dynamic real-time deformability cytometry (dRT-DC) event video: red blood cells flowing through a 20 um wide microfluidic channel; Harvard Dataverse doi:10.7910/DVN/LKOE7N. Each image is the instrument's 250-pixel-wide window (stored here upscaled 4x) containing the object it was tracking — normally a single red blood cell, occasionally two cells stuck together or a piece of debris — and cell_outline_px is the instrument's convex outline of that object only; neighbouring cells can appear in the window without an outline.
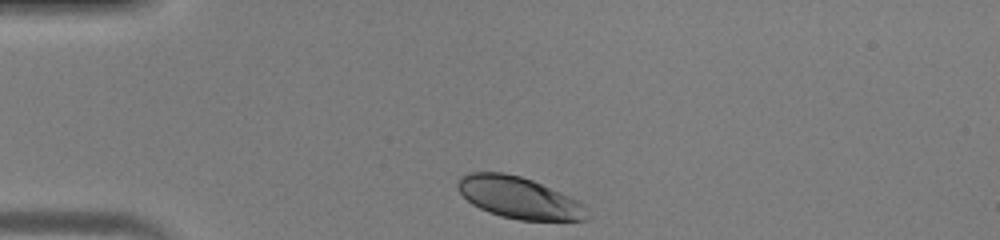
{"species": "human", "species_latin": "Homo sapiens", "temperature_condition": "warm", "stored_images_in_passage": 28, "camera_frame_rate_fps": 3000, "um_per_image_px": 0.085, "donor": {"sex": "male"}, "frame": {"image": 1, "passage_image": 1, "time_ms": 0.0, "image_size_px": [1000, 240], "cell_outline_px": [[592, 216], [588, 220], [520, 220], [500, 216], [488, 212], [472, 204], [460, 192], [456, 184], [460, 176], [468, 172], [504, 172], [520, 176], [532, 180], [580, 200], [584, 204]], "centroid_in_image_um": [44.15, 16.81], "position_along_channel_um": 40.8, "area_um2": 31.67}}
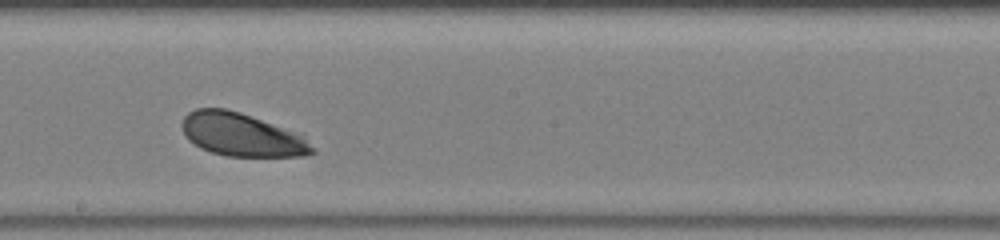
{"frame": {"image": 2, "passage_image": 16, "time_ms": 5.0, "image_size_px": [1000, 240], "cell_outline_px": [[316, 152], [308, 156], [228, 156], [212, 152], [200, 148], [188, 140], [184, 136], [180, 124], [184, 116], [188, 112], [196, 108], [224, 108], [240, 112], [304, 136], [316, 148]], "centroid_in_image_um": [20.52, 11.46], "position_along_channel_um": 227.7, "area_um2": 32.77}}
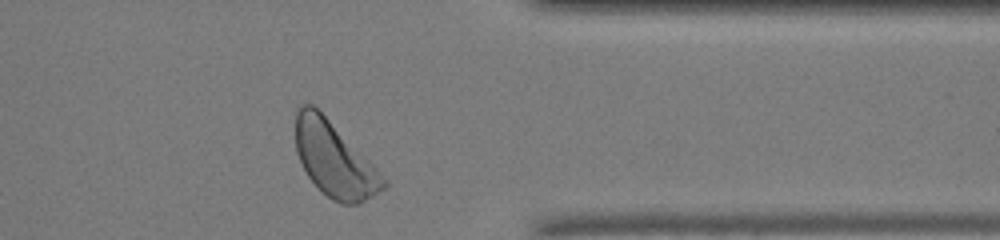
{"frame": {"image": 3, "passage_image": 27, "time_ms": 8.667, "image_size_px": [1000, 240], "cell_outline_px": [[388, 184], [384, 188], [360, 204], [340, 204], [332, 200], [308, 176], [296, 152], [296, 112], [304, 104], [312, 104], [388, 180]], "centroid_in_image_um": [28.43, 13.6], "position_along_channel_um": 383.0, "area_um2": 37.11}}